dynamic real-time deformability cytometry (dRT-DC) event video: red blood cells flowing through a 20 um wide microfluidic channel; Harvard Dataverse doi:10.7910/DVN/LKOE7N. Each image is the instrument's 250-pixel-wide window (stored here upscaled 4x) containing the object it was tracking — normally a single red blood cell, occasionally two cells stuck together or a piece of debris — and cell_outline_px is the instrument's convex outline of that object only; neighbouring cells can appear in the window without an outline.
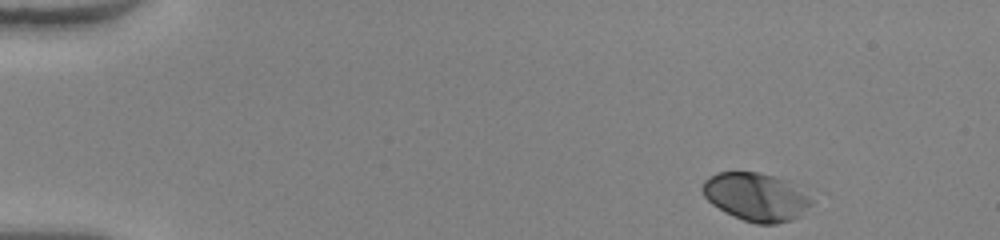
{"species": "human", "species_latin": "Homo sapiens", "temperature_condition": "warm", "stored_images_in_passage": 46, "camera_frame_rate_fps": 3000, "um_per_image_px": 0.085, "donor": {"sex": "female"}, "frame": {"image": 1, "passage_image": 1, "time_ms": 0.0, "image_size_px": [1000, 240], "cell_outline_px": [[812, 204], [804, 216], [792, 220], [776, 224], [756, 224], [744, 220], [724, 212], [712, 204], [704, 196], [700, 188], [704, 180], [708, 176], [716, 172], [760, 172], [788, 180], [808, 196], [812, 200]], "centroid_in_image_um": [64.26, 16.74], "position_along_channel_um": 20.7, "area_um2": 30.98}}
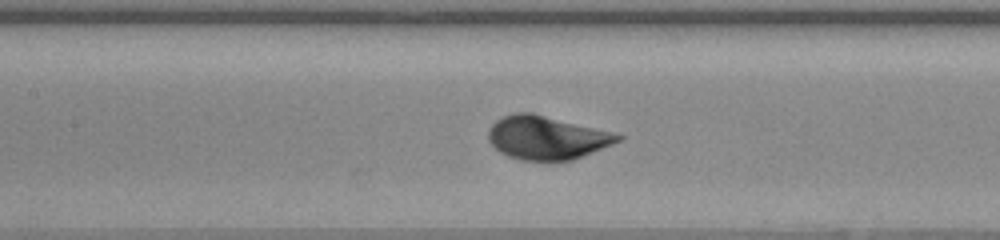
{"frame": {"image": 2, "passage_image": 20, "time_ms": 6.333, "image_size_px": [1000, 240], "cell_outline_px": [[624, 136], [620, 140], [612, 144], [572, 160], [520, 160], [508, 156], [500, 152], [488, 140], [488, 128], [500, 116], [516, 112], [532, 112], [612, 132]], "centroid_in_image_um": [46.42, 11.68], "position_along_channel_um": 161.0, "area_um2": 32.66}}
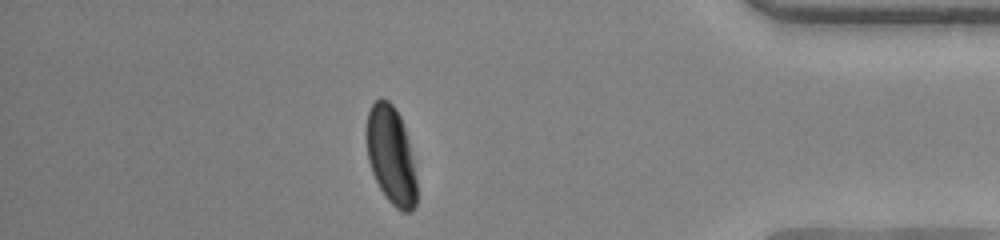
{"frame": {"image": 3, "passage_image": 40, "time_ms": 13.0, "image_size_px": [1000, 240], "cell_outline_px": [[416, 204], [412, 212], [400, 212], [384, 196], [372, 172], [368, 160], [364, 136], [364, 132], [368, 112], [372, 104], [380, 96], [388, 100], [396, 108], [404, 124], [408, 140], [416, 180]], "centroid_in_image_um": [33.2, 13.18], "position_along_channel_um": 402.0, "area_um2": 29.13}, "authors_computed_cell_mechanics": {"area_um2": 31.4143, "velocity_mm_per_s": 4.0708, "shape_relaxation_time_tau1_ms": 2.0262, "shape_relaxation_time_tau2_ms": null, "deformation_change_tau1": 0.1461, "deformation_change_tau2": null}}